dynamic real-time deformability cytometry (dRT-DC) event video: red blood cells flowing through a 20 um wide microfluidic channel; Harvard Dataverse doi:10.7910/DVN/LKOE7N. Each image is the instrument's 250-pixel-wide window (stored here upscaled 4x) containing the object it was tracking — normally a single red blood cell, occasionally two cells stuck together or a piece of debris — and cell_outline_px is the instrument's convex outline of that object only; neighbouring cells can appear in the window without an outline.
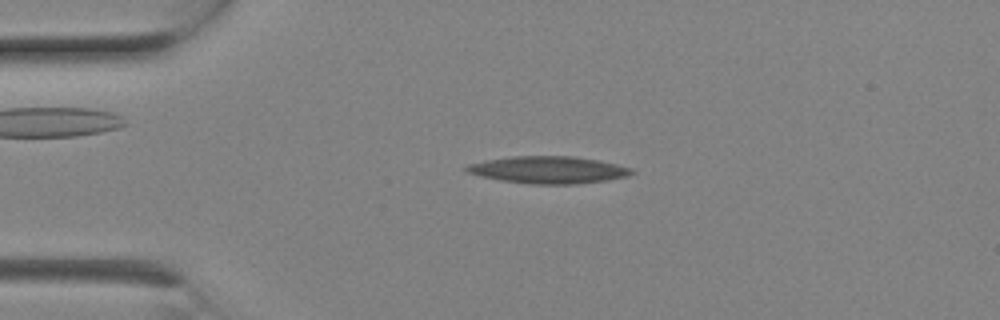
{"species": "Egyptian fruit bat (a non-hibernating species)", "species_latin": "Rousettus aegyptiacus", "temperature_condition": "room temperature", "stored_images_in_passage": 8, "camera_frame_rate_fps": 3000, "um_per_image_px": 0.085, "animal": {"sex": "female"}, "frame": {"image": 1, "passage_image": 4, "time_ms": 1.0, "image_size_px": [1000, 320], "cell_outline_px": [[636, 172], [628, 176], [608, 180], [576, 184], [528, 184], [500, 180], [480, 176], [468, 172], [464, 168], [468, 164], [488, 160], [512, 156], [572, 156], [600, 160], [632, 168]], "centroid_in_image_um": [46.65, 14.44], "position_along_channel_um": 38.3, "area_um2": 26.18}}
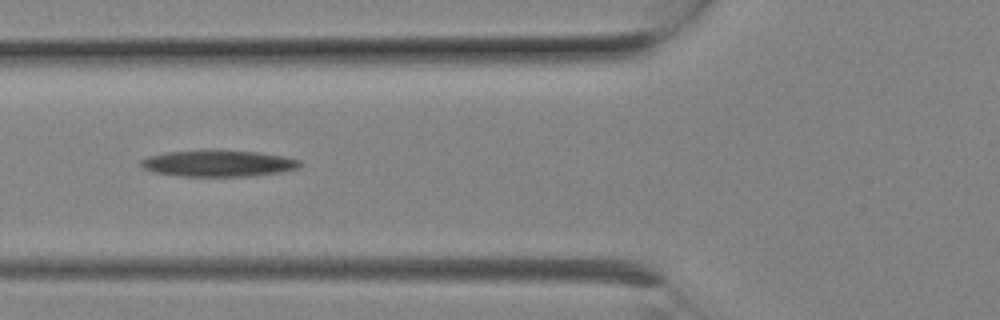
{"frame": {"image": 2, "passage_image": 7, "time_ms": 2.0, "image_size_px": [1000, 320], "cell_outline_px": [[304, 164], [300, 168], [280, 172], [248, 176], [180, 176], [152, 172], [144, 168], [140, 164], [140, 160], [148, 156], [164, 152], [208, 148], [212, 148], [260, 152], [284, 156], [300, 160]], "centroid_in_image_um": [18.55, 13.85], "position_along_channel_um": 107.2, "area_um2": 25.32}}
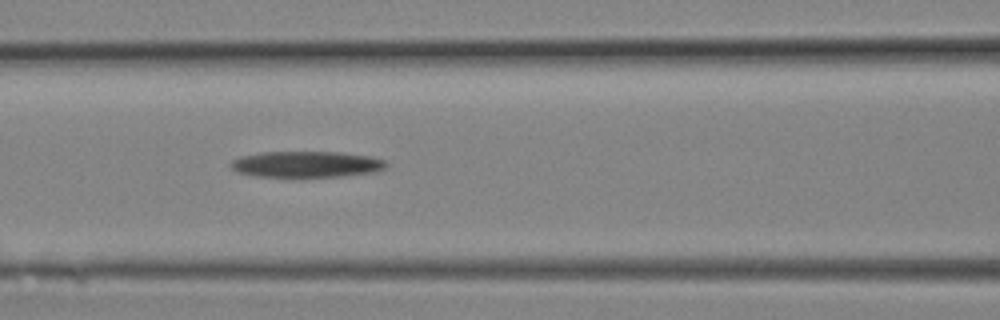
{"frame": {"image": 3, "passage_image": 8, "time_ms": 2.333, "image_size_px": [1000, 320], "cell_outline_px": [[388, 168], [376, 172], [344, 176], [300, 180], [256, 176], [240, 172], [232, 168], [228, 164], [232, 160], [240, 156], [260, 152], [344, 152], [372, 156], [384, 160], [388, 164]], "centroid_in_image_um": [26.08, 14.0], "position_along_channel_um": 140.5, "area_um2": 25.03}}